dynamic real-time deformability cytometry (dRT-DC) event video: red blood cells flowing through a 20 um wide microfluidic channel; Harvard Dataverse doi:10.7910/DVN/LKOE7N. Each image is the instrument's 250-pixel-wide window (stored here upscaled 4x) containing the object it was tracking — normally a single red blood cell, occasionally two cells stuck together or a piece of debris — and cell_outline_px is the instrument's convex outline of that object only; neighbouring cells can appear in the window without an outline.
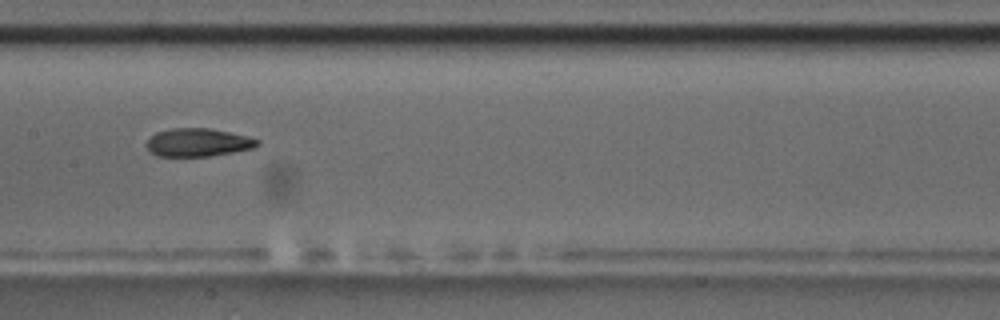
{"species": "common noctule bat (a hibernating species)", "species_latin": "Nyctalus noctula", "temperature_condition": "room temperature", "stored_images_in_passage": 11, "camera_frame_rate_fps": 3000, "um_per_image_px": 0.085, "animal": {"sex": "male", "body_mass_g": 17.5, "forearm_length_mm": 52.3}, "frame": {"image": 1, "passage_image": 8, "time_ms": 9.0, "image_size_px": [1000, 320], "cell_outline_px": [[260, 144], [252, 148], [232, 152], [208, 156], [156, 156], [144, 144], [156, 132], [172, 128], [208, 128], [228, 132], [260, 140]], "centroid_in_image_um": [16.79, 12.11], "position_along_channel_um": 190.6, "area_um2": 17.92}}